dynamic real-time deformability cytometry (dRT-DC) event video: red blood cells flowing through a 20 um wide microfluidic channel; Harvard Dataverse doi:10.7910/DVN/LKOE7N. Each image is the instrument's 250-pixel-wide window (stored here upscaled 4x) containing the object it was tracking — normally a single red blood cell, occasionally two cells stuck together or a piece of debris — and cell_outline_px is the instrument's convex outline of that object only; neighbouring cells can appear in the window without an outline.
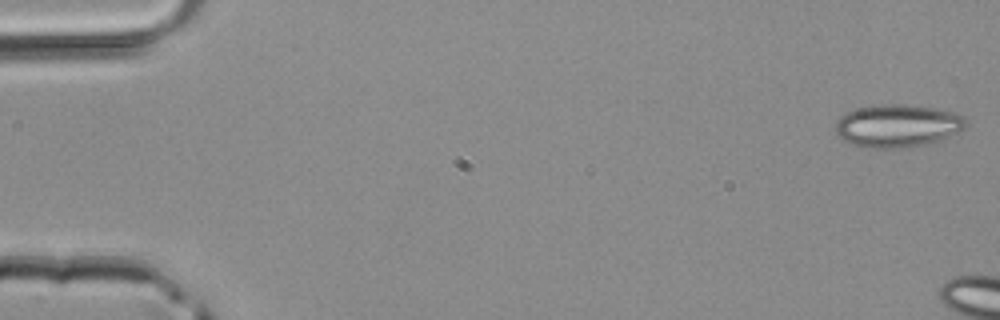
{"species": "common noctule bat (a hibernating species)", "species_latin": "Nyctalus noctula", "temperature_condition": "room temperature", "stored_images_in_passage": 5, "camera_frame_rate_fps": 3000, "um_per_image_px": 0.085, "animal": {"sex": "male", "body_mass_g": 20.4}, "frame": {"image": 1, "passage_image": 1, "time_ms": 0.0, "image_size_px": [1000, 320], "cell_outline_px": [[968, 124], [964, 128], [956, 132], [936, 140], [924, 144], [908, 148], [880, 148], [856, 144], [844, 140], [836, 136], [836, 120], [840, 116], [848, 112], [860, 108], [884, 104], [904, 104], [936, 108], [952, 112], [964, 116]], "centroid_in_image_um": [76.29, 10.68], "position_along_channel_um": 8.7, "area_um2": 32.02}}